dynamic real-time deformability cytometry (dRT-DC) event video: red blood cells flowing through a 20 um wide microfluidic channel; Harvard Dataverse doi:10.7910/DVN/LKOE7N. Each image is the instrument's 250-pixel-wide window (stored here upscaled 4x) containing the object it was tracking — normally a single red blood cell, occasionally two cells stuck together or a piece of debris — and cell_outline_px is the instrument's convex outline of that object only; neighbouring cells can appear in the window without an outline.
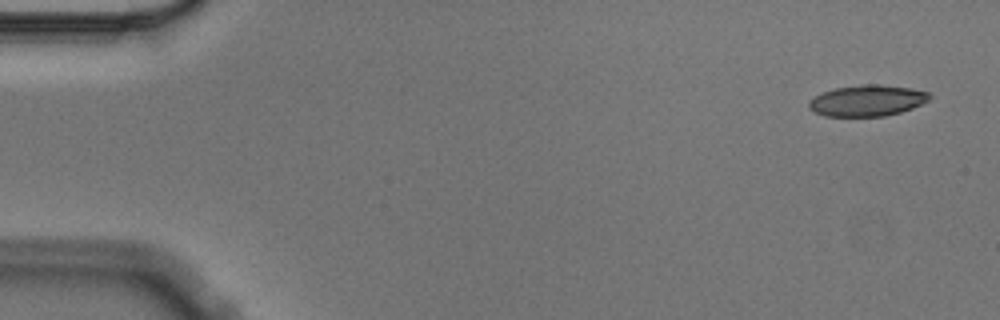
{"species": "Egyptian fruit bat (a non-hibernating species)", "species_latin": "Rousettus aegyptiacus", "temperature_condition": "cold", "stored_images_in_passage": 5, "camera_frame_rate_fps": 3000, "um_per_image_px": 0.085, "animal": {"sex": "male"}, "frame": {"image": 1, "passage_image": 1, "time_ms": 0.0, "image_size_px": [1000, 320], "cell_outline_px": [[932, 96], [928, 100], [912, 108], [900, 112], [884, 116], [824, 116], [808, 108], [808, 100], [824, 92], [836, 88], [864, 84], [880, 84], [912, 88], [928, 92]], "centroid_in_image_um": [73.71, 8.55], "position_along_channel_um": 11.3, "area_um2": 21.79}}
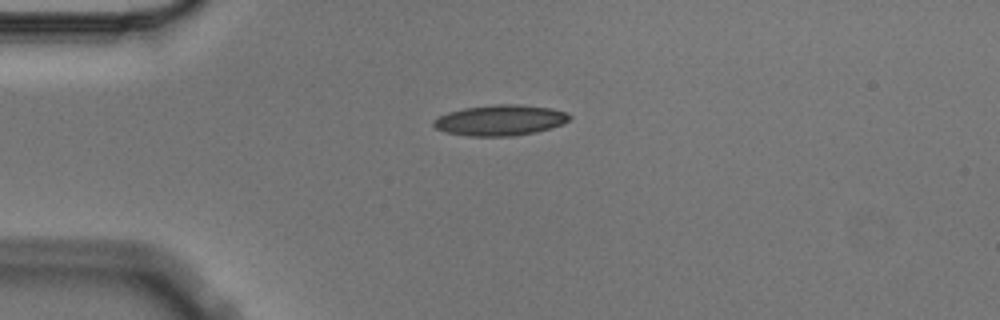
{"frame": {"image": 2, "passage_image": 4, "time_ms": 1.0, "image_size_px": [1000, 320], "cell_outline_px": [[572, 116], [568, 120], [560, 124], [536, 132], [512, 136], [472, 136], [448, 132], [436, 128], [432, 124], [432, 120], [436, 116], [448, 112], [464, 108], [496, 104], [520, 104], [552, 108], [568, 112]], "centroid_in_image_um": [42.5, 10.2], "position_along_channel_um": 42.5, "area_um2": 24.28}}